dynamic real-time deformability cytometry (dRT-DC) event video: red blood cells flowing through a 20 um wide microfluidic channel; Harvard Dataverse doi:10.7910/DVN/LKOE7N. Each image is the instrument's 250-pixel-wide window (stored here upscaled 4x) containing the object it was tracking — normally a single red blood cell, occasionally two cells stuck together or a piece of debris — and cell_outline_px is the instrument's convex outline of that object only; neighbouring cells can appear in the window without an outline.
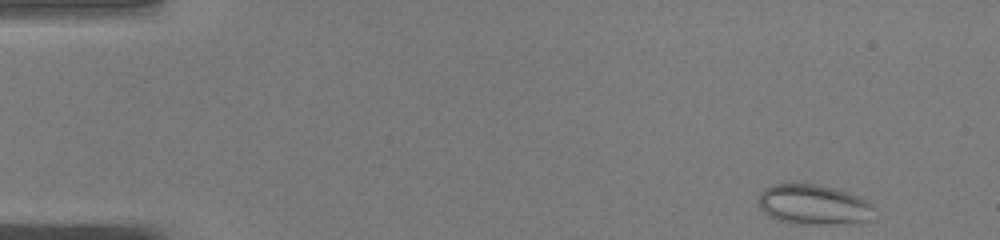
{"species": "common noctule bat (a hibernating species)", "species_latin": "Nyctalus noctula", "temperature_condition": "warm", "stored_images_in_passage": 47, "camera_frame_rate_fps": 3000, "um_per_image_px": 0.085, "animal": {"sex": "male", "body_mass_g": 19.0, "forearm_length_mm": 50.8}, "frame": {"image": 1, "passage_image": 1, "time_ms": 0.0, "image_size_px": [1000, 240], "cell_outline_px": [[872, 208], [864, 220], [844, 224], [792, 224], [776, 220], [764, 212], [756, 204], [760, 192], [764, 188], [772, 184], [820, 184], [836, 188], [860, 196], [872, 204]], "centroid_in_image_um": [69.05, 17.38], "position_along_channel_um": 15.9, "area_um2": 27.11}}
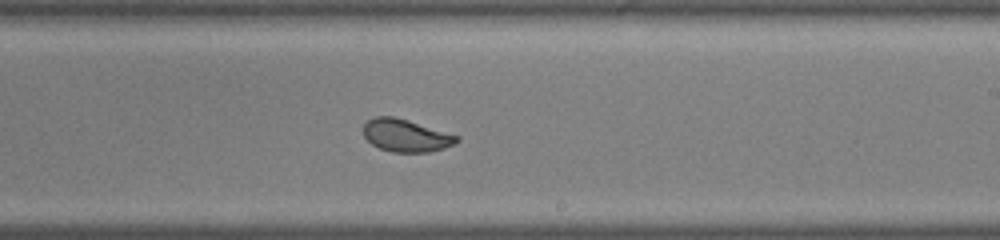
{"frame": {"image": 2, "passage_image": 27, "time_ms": 8.667, "image_size_px": [1000, 240], "cell_outline_px": [[460, 140], [444, 148], [428, 152], [392, 152], [380, 148], [372, 144], [364, 136], [364, 124], [368, 120], [376, 116], [392, 116], [408, 120], [460, 136]], "centroid_in_image_um": [34.51, 11.51], "position_along_channel_um": 254.5, "area_um2": 17.57}}
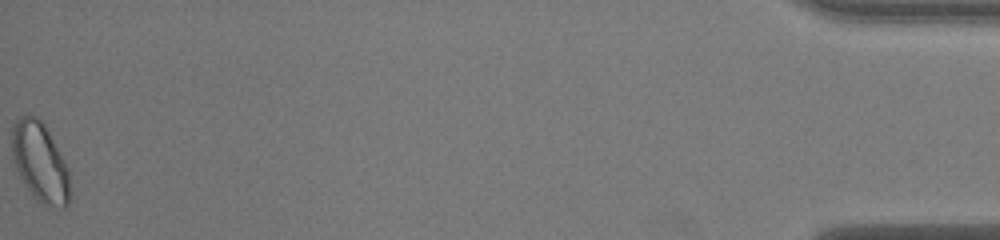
{"frame": {"image": 3, "passage_image": 47, "time_ms": 15.333, "image_size_px": [1000, 240], "cell_outline_px": [[68, 204], [64, 208], [48, 208], [36, 200], [32, 196], [20, 176], [16, 168], [12, 152], [12, 124], [20, 116], [36, 116], [44, 124], [68, 168]], "centroid_in_image_um": [3.38, 13.81], "position_along_channel_um": 431.8, "area_um2": 26.53}, "authors_computed_cell_mechanics": {"area_um2": 19.363, "velocity_mm_per_s": 4.0672, "shape_relaxation_time_tau1_ms": 3.551, "shape_relaxation_time_tau2_ms": null, "deformation_change_tau1": 0.1024, "deformation_change_tau2": null}}